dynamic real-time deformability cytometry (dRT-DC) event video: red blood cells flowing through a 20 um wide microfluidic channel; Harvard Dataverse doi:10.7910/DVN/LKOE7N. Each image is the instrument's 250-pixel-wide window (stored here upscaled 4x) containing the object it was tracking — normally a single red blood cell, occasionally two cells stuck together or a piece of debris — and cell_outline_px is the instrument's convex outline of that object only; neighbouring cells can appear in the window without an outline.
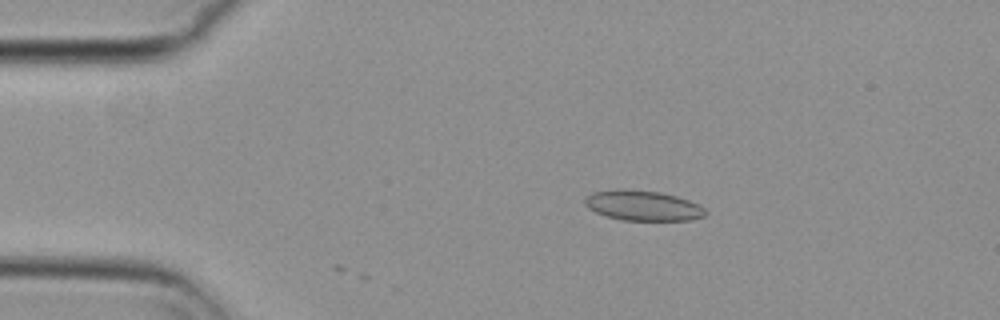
{"species": "common noctule bat (a hibernating species)", "species_latin": "Nyctalus noctula", "temperature_condition": "cold", "stored_images_in_passage": 11, "camera_frame_rate_fps": 3000, "um_per_image_px": 0.085, "animal": {"sex": "female", "body_mass_g": 29.2, "forearm_length_mm": 56.3}, "frame": {"image": 1, "passage_image": 11, "time_ms": 3.333, "image_size_px": [1000, 320], "cell_outline_px": [[708, 212], [704, 216], [688, 220], [620, 220], [596, 212], [588, 208], [584, 204], [584, 196], [592, 192], [616, 188], [624, 188], [660, 192], [676, 196], [688, 200], [704, 208]], "centroid_in_image_um": [54.58, 17.45], "position_along_channel_um": 30.4, "area_um2": 21.33}}